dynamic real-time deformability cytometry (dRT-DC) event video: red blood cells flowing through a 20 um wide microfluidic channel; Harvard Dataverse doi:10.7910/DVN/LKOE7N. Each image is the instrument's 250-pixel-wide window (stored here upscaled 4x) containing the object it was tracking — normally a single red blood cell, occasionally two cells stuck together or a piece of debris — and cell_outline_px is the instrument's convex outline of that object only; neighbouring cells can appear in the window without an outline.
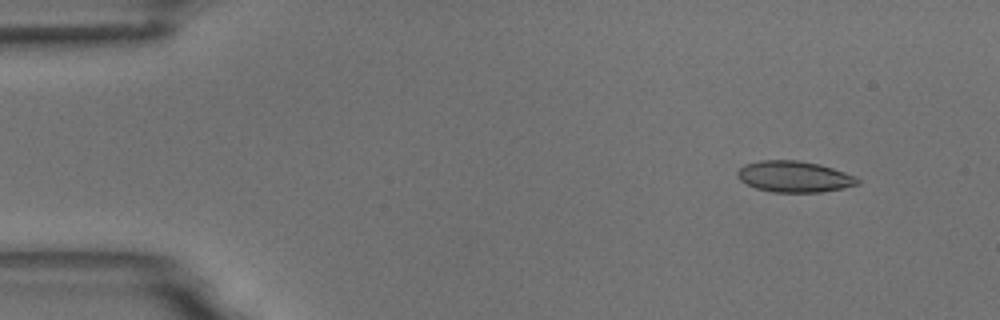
{"species": "common noctule bat (a hibernating species)", "species_latin": "Nyctalus noctula", "temperature_condition": "room temperature", "stored_images_in_passage": 2, "camera_frame_rate_fps": 3000, "um_per_image_px": 0.085, "animal": {"sex": "male", "body_mass_g": 18.8}, "frame": {"image": 1, "passage_image": 1, "time_ms": 0.0, "image_size_px": [1000, 320], "cell_outline_px": [[860, 184], [844, 188], [820, 192], [772, 192], [756, 188], [740, 180], [736, 176], [736, 172], [744, 164], [760, 160], [796, 160], [820, 164], [844, 172], [860, 180]], "centroid_in_image_um": [67.48, 15.01], "position_along_channel_um": 17.5, "area_um2": 21.79}}